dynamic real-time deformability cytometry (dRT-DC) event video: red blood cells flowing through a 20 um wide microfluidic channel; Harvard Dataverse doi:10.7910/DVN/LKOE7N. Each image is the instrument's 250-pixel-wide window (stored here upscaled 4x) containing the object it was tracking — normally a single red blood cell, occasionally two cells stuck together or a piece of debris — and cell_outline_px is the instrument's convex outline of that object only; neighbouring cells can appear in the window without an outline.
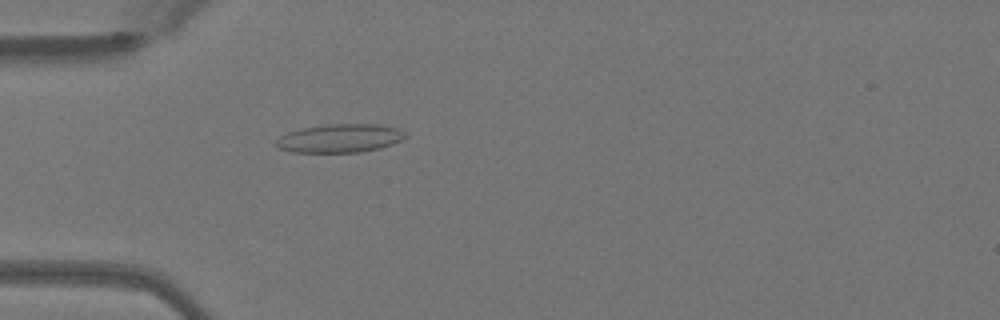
{"species": "Egyptian fruit bat (a non-hibernating species)", "species_latin": "Rousettus aegyptiacus", "temperature_condition": "warm", "stored_images_in_passage": 39, "camera_frame_rate_fps": 3000, "um_per_image_px": 0.085, "animal": {"sex": "female"}, "frame": {"image": 1, "passage_image": 4, "time_ms": 1.0, "image_size_px": [1000, 320], "cell_outline_px": [[408, 136], [392, 144], [380, 148], [360, 152], [292, 152], [276, 148], [272, 144], [280, 136], [288, 132], [300, 128], [324, 124], [376, 124], [396, 128], [404, 132]], "centroid_in_image_um": [28.82, 11.75], "position_along_channel_um": 56.2, "area_um2": 21.62}}
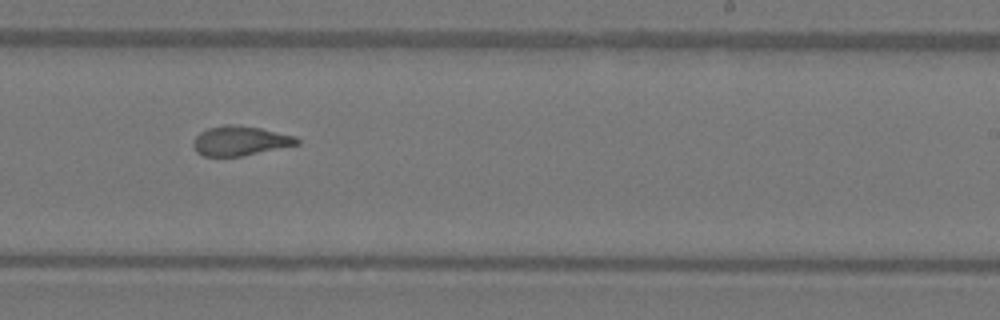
{"frame": {"image": 2, "passage_image": 20, "time_ms": 6.333, "image_size_px": [1000, 320], "cell_outline_px": [[300, 144], [240, 156], [204, 156], [196, 152], [192, 144], [196, 136], [200, 132], [208, 128], [228, 124], [236, 124], [260, 128], [296, 136], [300, 140]], "centroid_in_image_um": [20.41, 11.96], "position_along_channel_um": 268.6, "area_um2": 17.8}}
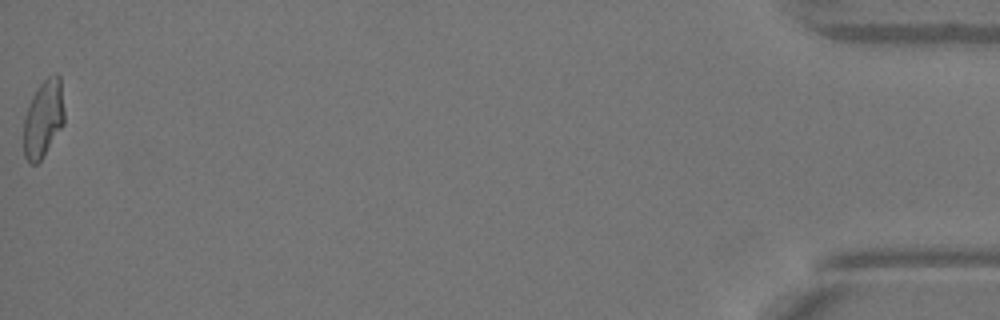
{"frame": {"image": 3, "passage_image": 39, "time_ms": 12.667, "image_size_px": [1000, 320], "cell_outline_px": [[64, 124], [40, 160], [36, 164], [28, 164], [24, 156], [24, 116], [32, 96], [40, 84], [48, 76], [56, 72], [60, 76], [64, 108]], "centroid_in_image_um": [3.69, 10.07], "position_along_channel_um": 431.5, "area_um2": 18.38}, "authors_computed_cell_mechanics": {"area_um2": 18.3804, "velocity_mm_per_s": 4.101, "shape_relaxation_time_tau1_ms": null, "shape_relaxation_time_tau2_ms": 1.6842, "deformation_change_tau1": null, "deformation_change_tau2": 0.095}}